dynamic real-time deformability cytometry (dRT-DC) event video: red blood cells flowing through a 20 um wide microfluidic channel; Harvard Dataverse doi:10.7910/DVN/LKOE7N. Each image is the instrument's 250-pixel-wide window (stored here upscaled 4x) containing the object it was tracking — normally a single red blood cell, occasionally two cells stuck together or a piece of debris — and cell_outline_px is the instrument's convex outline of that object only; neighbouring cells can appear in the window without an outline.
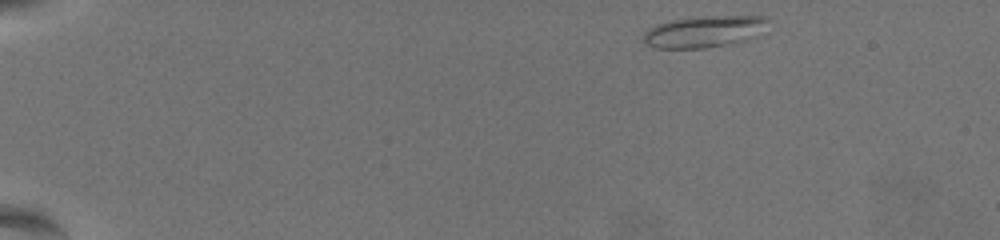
{"species": "common noctule bat (a hibernating species)", "species_latin": "Nyctalus noctula", "temperature_condition": "warm", "stored_images_in_passage": 17, "camera_frame_rate_fps": 3000, "um_per_image_px": 0.085, "animal": {"sex": "female", "body_mass_g": 19.5, "forearm_length_mm": 54.1}, "frame": {"image": 1, "passage_image": 1, "time_ms": 0.0, "image_size_px": [1000, 240], "cell_outline_px": [[768, 20], [752, 36], [744, 40], [728, 44], [704, 48], [656, 48], [644, 44], [644, 32], [648, 28], [656, 24], [668, 20], [704, 16], [768, 16]], "centroid_in_image_um": [59.73, 2.68], "position_along_channel_um": 25.3, "area_um2": 22.54}}
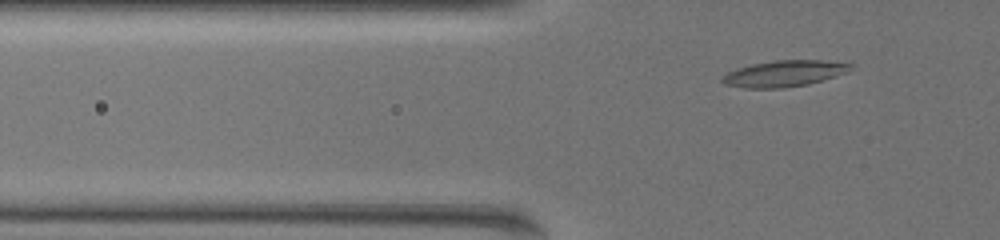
{"frame": {"image": 2, "passage_image": 13, "time_ms": 4.0, "image_size_px": [1000, 240], "cell_outline_px": [[852, 64], [848, 72], [836, 76], [808, 84], [784, 88], [744, 88], [724, 84], [720, 80], [728, 72], [736, 68], [752, 64], [776, 60], [824, 60]], "centroid_in_image_um": [66.63, 6.25], "position_along_channel_um": 59.2, "area_um2": 19.54}}
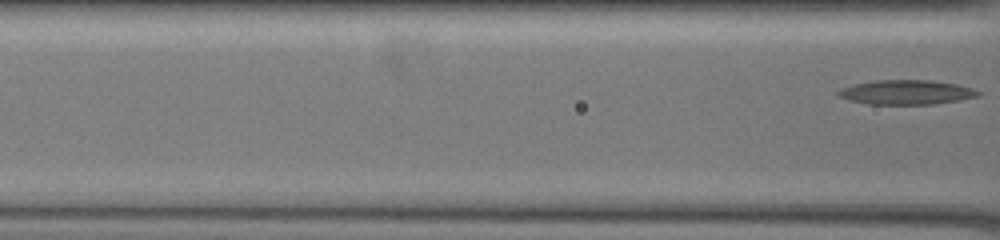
{"frame": {"image": 3, "passage_image": 17, "time_ms": 5.333, "image_size_px": [1000, 240], "cell_outline_px": [[980, 96], [960, 100], [932, 104], [868, 104], [836, 96], [836, 92], [844, 88], [856, 84], [876, 80], [928, 80], [956, 84], [972, 88], [980, 92]], "centroid_in_image_um": [77.06, 7.84], "position_along_channel_um": 89.5, "area_um2": 19.71}}